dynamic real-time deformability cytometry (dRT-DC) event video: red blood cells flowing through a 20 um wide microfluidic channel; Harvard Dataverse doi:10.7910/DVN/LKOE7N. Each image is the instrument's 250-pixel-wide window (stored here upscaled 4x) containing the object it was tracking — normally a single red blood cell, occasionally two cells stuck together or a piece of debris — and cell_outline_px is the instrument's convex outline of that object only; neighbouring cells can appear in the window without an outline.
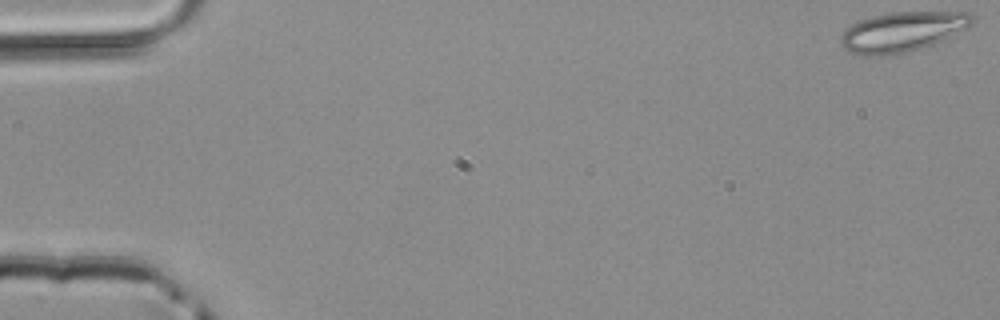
{"species": "common noctule bat (a hibernating species)", "species_latin": "Nyctalus noctula", "temperature_condition": "room temperature", "stored_images_in_passage": 50, "camera_frame_rate_fps": 3000, "um_per_image_px": 0.085, "animal": {"sex": "male", "body_mass_g": 20.4}, "frame": {"image": 1, "passage_image": 1, "time_ms": 0.0, "image_size_px": [1000, 320], "cell_outline_px": [[976, 20], [968, 28], [932, 44], [908, 52], [884, 56], [864, 56], [848, 52], [840, 44], [840, 36], [852, 24], [860, 20], [872, 16], [888, 12], [972, 12]], "centroid_in_image_um": [76.7, 2.7], "position_along_channel_um": 8.3, "area_um2": 30.75}}
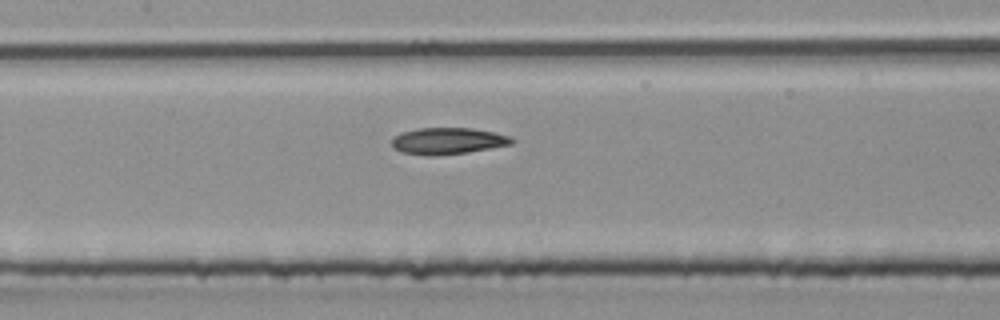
{"frame": {"image": 2, "passage_image": 24, "time_ms": 7.667, "image_size_px": [1000, 320], "cell_outline_px": [[516, 140], [512, 144], [468, 152], [432, 156], [428, 156], [400, 152], [392, 148], [392, 136], [416, 128], [472, 128], [512, 136]], "centroid_in_image_um": [38.05, 11.98], "position_along_channel_um": 169.4, "area_um2": 18.73}}
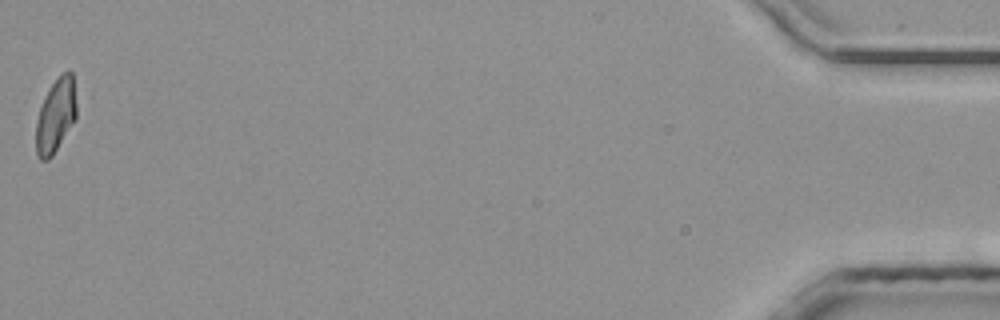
{"frame": {"image": 3, "passage_image": 50, "time_ms": 16.333, "image_size_px": [1000, 320], "cell_outline_px": [[76, 120], [52, 156], [48, 160], [40, 160], [36, 156], [36, 124], [40, 108], [52, 84], [68, 68], [72, 72], [76, 104]], "centroid_in_image_um": [4.75, 9.87], "position_along_channel_um": 430.5, "area_um2": 17.28}}